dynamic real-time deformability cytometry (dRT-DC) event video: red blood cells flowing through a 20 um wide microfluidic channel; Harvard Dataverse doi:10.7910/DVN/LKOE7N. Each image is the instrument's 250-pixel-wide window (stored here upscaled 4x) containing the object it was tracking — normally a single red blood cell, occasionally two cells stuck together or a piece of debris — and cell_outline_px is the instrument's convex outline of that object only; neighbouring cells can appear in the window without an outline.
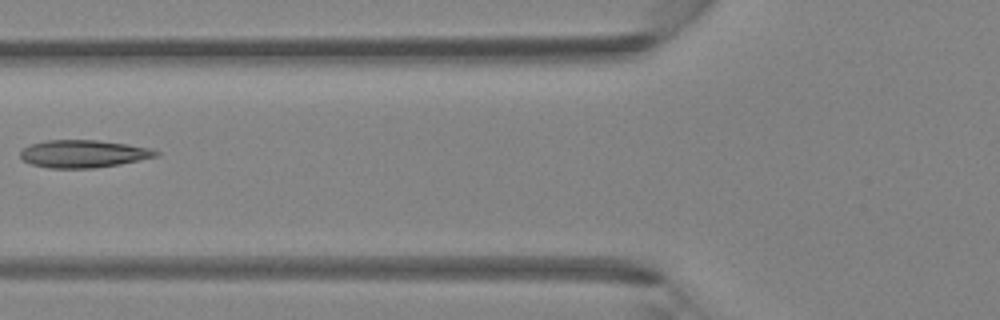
{"species": "Egyptian fruit bat (a non-hibernating species)", "species_latin": "Rousettus aegyptiacus", "temperature_condition": "room temperature", "stored_images_in_passage": 3, "camera_frame_rate_fps": 3000, "um_per_image_px": 0.085, "animal": {"sex": "female"}, "frame": {"image": 1, "passage_image": 3, "time_ms": 0.667, "image_size_px": [1000, 320], "cell_outline_px": [[160, 156], [120, 164], [96, 168], [48, 168], [32, 164], [24, 160], [20, 156], [20, 152], [24, 148], [32, 144], [44, 140], [100, 140], [128, 144], [152, 148], [160, 152]], "centroid_in_image_um": [7.15, 13.07], "position_along_channel_um": 118.7, "area_um2": 21.96}}